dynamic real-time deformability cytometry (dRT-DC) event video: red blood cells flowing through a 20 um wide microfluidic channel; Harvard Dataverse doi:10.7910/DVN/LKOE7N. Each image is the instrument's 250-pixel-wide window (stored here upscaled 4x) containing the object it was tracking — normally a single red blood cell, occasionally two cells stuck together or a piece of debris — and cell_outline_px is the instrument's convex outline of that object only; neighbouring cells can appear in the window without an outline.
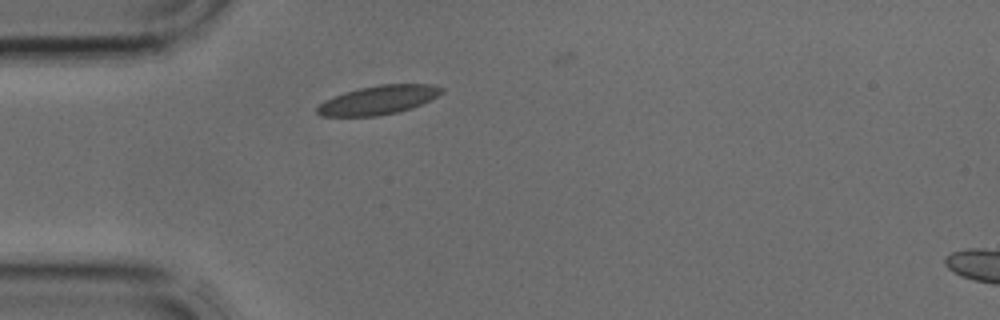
{"species": "common noctule bat (a hibernating species)", "species_latin": "Nyctalus noctula", "temperature_condition": "cold", "stored_images_in_passage": 1, "camera_frame_rate_fps": 3000, "um_per_image_px": 0.085, "animal": {"sex": "male", "body_mass_g": 17.9, "forearm_length_mm": 54.2}, "frame": {"image": 1, "passage_image": 1, "time_ms": 0.0, "image_size_px": [1000, 320], "cell_outline_px": [[444, 92], [412, 108], [396, 112], [376, 116], [320, 116], [316, 112], [316, 108], [324, 100], [344, 92], [360, 88], [380, 84], [432, 84], [444, 88]], "centroid_in_image_um": [32.14, 8.49], "position_along_channel_um": 52.9, "area_um2": 20.81}}